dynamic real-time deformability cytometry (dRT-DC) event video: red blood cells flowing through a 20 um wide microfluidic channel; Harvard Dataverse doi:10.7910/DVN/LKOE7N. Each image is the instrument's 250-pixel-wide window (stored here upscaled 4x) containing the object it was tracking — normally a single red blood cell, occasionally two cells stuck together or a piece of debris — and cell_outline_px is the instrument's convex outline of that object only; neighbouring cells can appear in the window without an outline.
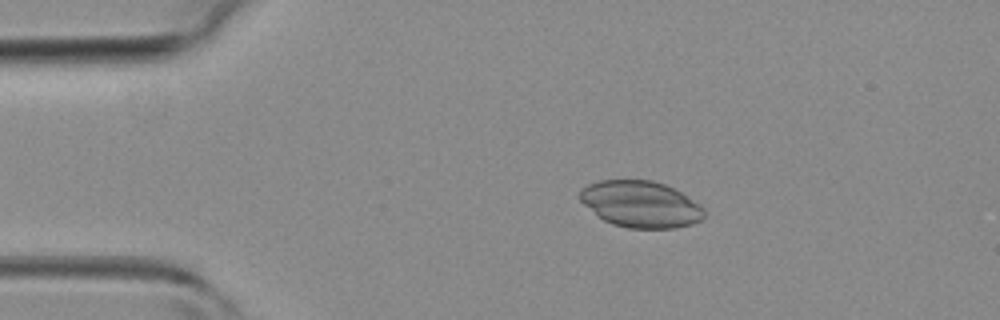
{"species": "common noctule bat (a hibernating species)", "species_latin": "Nyctalus noctula", "temperature_condition": "room temperature", "stored_images_in_passage": 38, "camera_frame_rate_fps": 3000, "um_per_image_px": 0.085, "animal": {"sex": "female", "body_mass_g": 19.3, "forearm_length_mm": 54.1}, "frame": {"image": 1, "passage_image": 8, "time_ms": 2.333, "image_size_px": [1000, 320], "cell_outline_px": [[704, 216], [700, 220], [692, 224], [676, 228], [628, 228], [612, 224], [604, 220], [584, 204], [580, 200], [580, 188], [588, 184], [600, 180], [652, 180], [664, 184], [680, 192], [700, 204], [704, 208]], "centroid_in_image_um": [54.46, 17.35], "position_along_channel_um": 30.5, "area_um2": 33.52}}